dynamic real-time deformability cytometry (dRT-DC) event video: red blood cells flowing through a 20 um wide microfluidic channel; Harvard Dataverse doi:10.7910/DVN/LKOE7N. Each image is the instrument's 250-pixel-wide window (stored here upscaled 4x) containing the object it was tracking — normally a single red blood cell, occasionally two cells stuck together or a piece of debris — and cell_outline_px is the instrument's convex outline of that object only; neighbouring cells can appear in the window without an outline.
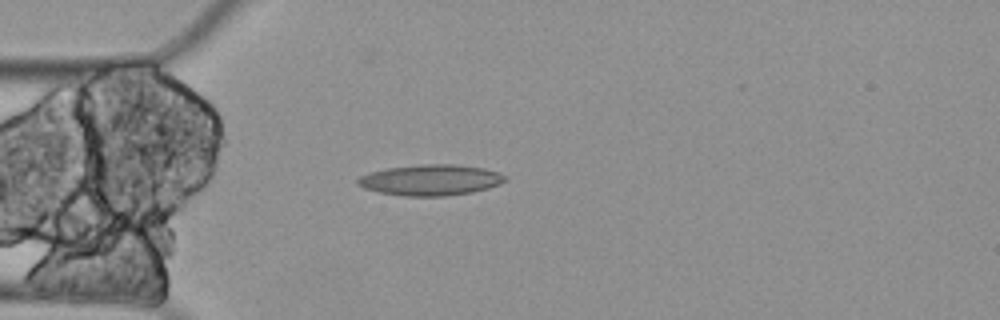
{"species": "Egyptian fruit bat (a non-hibernating species)", "species_latin": "Rousettus aegyptiacus", "temperature_condition": "cold", "stored_images_in_passage": 11, "camera_frame_rate_fps": 3000, "um_per_image_px": 0.085, "animal": {"sex": "female"}, "frame": {"image": 1, "passage_image": 4, "time_ms": 1.0, "image_size_px": [1000, 320], "cell_outline_px": [[508, 180], [500, 184], [488, 188], [472, 192], [444, 196], [404, 196], [380, 192], [364, 188], [356, 184], [356, 180], [360, 176], [384, 168], [420, 164], [456, 164], [484, 168], [500, 172], [508, 176]], "centroid_in_image_um": [36.64, 15.29], "position_along_channel_um": 48.4, "area_um2": 26.76}}
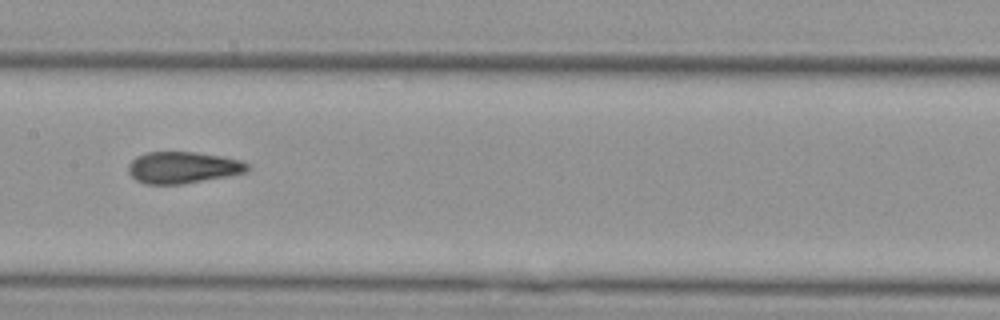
{"frame": {"image": 2, "passage_image": 8, "time_ms": 2.333, "image_size_px": [1000, 320], "cell_outline_px": [[248, 172], [184, 184], [144, 184], [136, 180], [128, 172], [128, 164], [136, 156], [148, 152], [196, 152], [220, 156], [240, 160], [248, 164]], "centroid_in_image_um": [15.52, 14.24], "position_along_channel_um": 191.9, "area_um2": 21.96}}
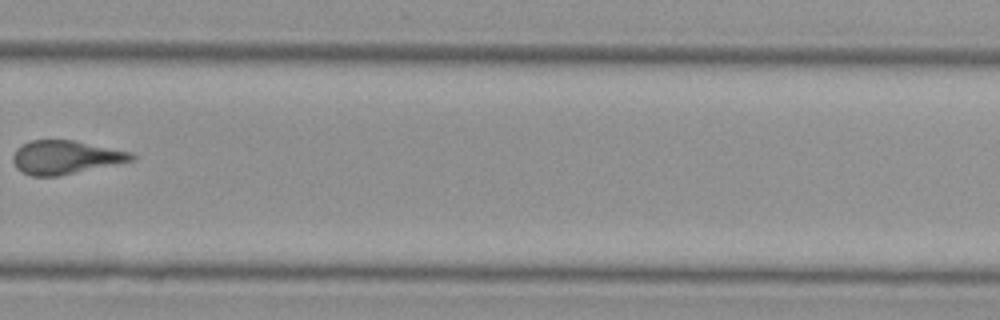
{"frame": {"image": 3, "passage_image": 11, "time_ms": 3.333, "image_size_px": [1000, 320], "cell_outline_px": [[136, 160], [60, 176], [32, 176], [16, 168], [12, 160], [12, 156], [16, 148], [32, 140], [72, 140], [132, 152], [136, 156]], "centroid_in_image_um": [5.58, 13.38], "position_along_channel_um": 324.2, "area_um2": 23.24}}